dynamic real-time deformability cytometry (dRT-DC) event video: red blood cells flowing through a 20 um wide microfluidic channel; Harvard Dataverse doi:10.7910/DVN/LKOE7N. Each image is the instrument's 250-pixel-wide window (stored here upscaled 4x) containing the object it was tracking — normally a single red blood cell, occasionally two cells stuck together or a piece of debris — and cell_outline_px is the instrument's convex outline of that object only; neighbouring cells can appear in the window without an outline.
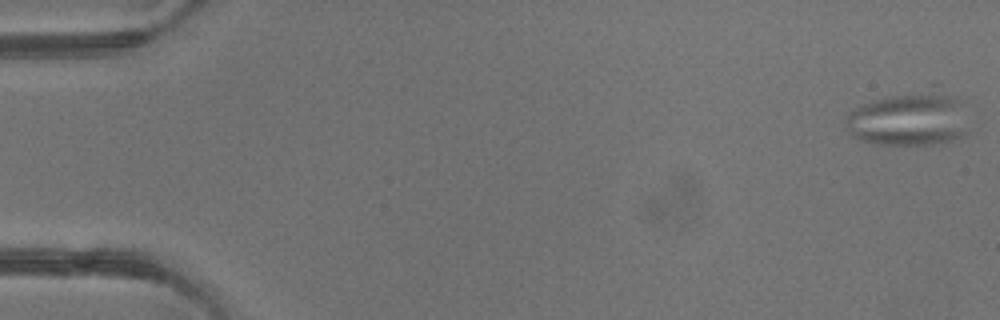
{"species": "common noctule bat (a hibernating species)", "species_latin": "Nyctalus noctula", "temperature_condition": "warm", "stored_images_in_passage": 4, "camera_frame_rate_fps": 3000, "um_per_image_px": 0.085, "animal": {"sex": "male", "body_mass_g": 13.3}, "frame": {"image": 1, "passage_image": 1, "time_ms": 0.0, "image_size_px": [1000, 320], "cell_outline_px": [[968, 132], [964, 136], [944, 144], [876, 144], [860, 140], [852, 136], [848, 132], [848, 112], [864, 104], [876, 100], [932, 84], [936, 84], [956, 96], [960, 100]], "centroid_in_image_um": [77.37, 10.06], "position_along_channel_um": 7.6, "area_um2": 39.59}}